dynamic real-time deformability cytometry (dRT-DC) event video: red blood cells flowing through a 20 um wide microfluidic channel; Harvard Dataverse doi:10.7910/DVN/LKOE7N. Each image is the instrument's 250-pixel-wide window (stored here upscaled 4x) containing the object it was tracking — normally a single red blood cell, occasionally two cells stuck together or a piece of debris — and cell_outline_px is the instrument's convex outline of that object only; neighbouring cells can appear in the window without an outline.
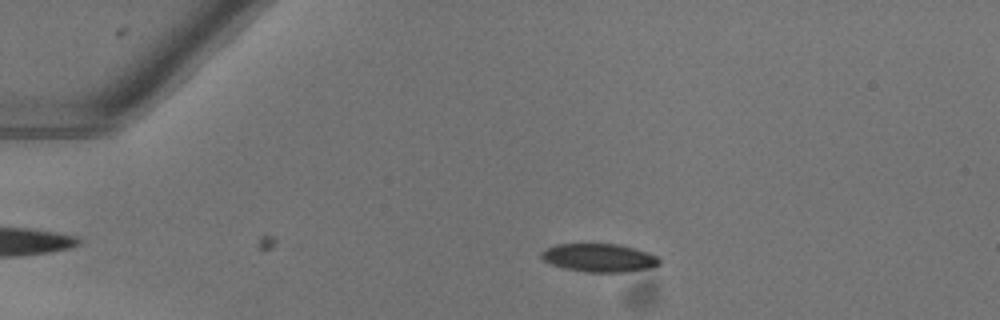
{"species": "common noctule bat (a hibernating species)", "species_latin": "Nyctalus noctula", "temperature_condition": "warm", "stored_images_in_passage": 45, "camera_frame_rate_fps": 3000, "um_per_image_px": 0.085, "animal": {"sex": "female"}, "frame": {"image": 1, "passage_image": 9, "time_ms": 2.667, "image_size_px": [1000, 320], "cell_outline_px": [[660, 264], [652, 268], [624, 272], [584, 272], [564, 268], [552, 264], [544, 260], [540, 256], [540, 252], [544, 248], [556, 244], [620, 244], [648, 252], [656, 256], [660, 260]], "centroid_in_image_um": [50.92, 21.91], "position_along_channel_um": 34.1, "area_um2": 19.59}}
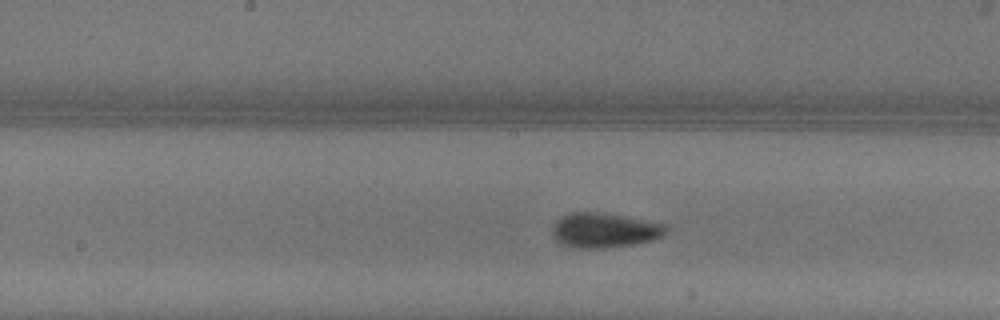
{"frame": {"image": 2, "passage_image": 25, "time_ms": 8.0, "image_size_px": [1000, 320], "cell_outline_px": [[664, 236], [652, 240], [632, 244], [604, 248], [572, 248], [560, 244], [552, 236], [552, 228], [556, 220], [560, 216], [568, 212], [600, 212], [664, 224]], "centroid_in_image_um": [51.27, 19.58], "position_along_channel_um": 196.9, "area_um2": 22.95}}
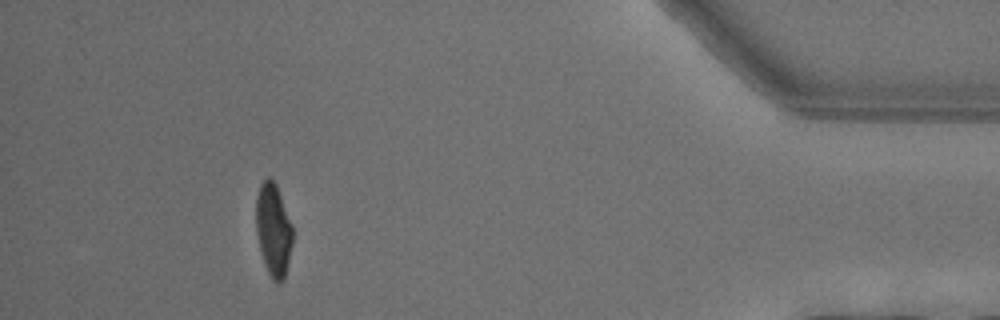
{"frame": {"image": 3, "passage_image": 45, "time_ms": 14.667, "image_size_px": [1000, 320], "cell_outline_px": [[292, 244], [284, 280], [272, 280], [264, 264], [260, 252], [256, 232], [256, 196], [260, 184], [268, 176], [276, 184], [292, 224]], "centroid_in_image_um": [23.22, 19.51], "position_along_channel_um": 412.0, "area_um2": 19.71}, "authors_computed_cell_mechanics": {"area_um2": 20.519, "velocity_mm_per_s": 4.0689, "shape_relaxation_time_tau1_ms": 3.4883, "shape_relaxation_time_tau2_ms": 1.0357, "deformation_change_tau1": 0.1397, "deformation_change_tau2": 0.0558}}